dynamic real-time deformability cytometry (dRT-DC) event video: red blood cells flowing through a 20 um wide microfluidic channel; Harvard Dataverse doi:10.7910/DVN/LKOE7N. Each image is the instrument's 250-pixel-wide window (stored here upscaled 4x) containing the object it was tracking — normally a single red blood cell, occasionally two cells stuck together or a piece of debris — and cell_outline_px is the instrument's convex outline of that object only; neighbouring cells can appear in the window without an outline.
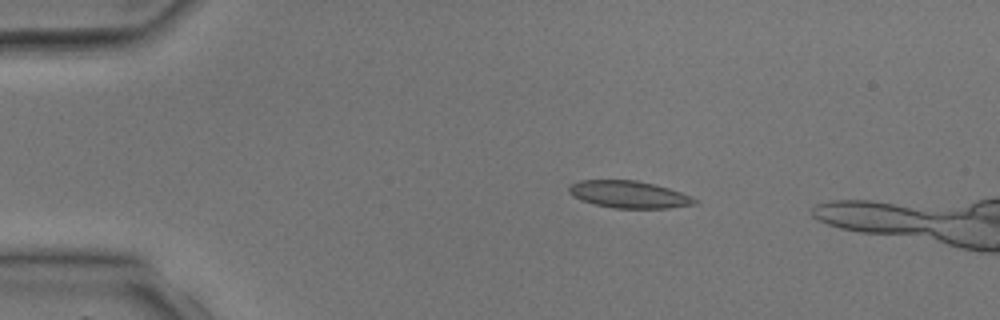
{"species": "common noctule bat (a hibernating species)", "species_latin": "Nyctalus noctula", "temperature_condition": "room temperature", "stored_images_in_passage": 5, "camera_frame_rate_fps": 3000, "um_per_image_px": 0.085, "animal": {"sex": "male", "body_mass_g": 17.9, "forearm_length_mm": 54.2}, "frame": {"image": 1, "passage_image": 3, "time_ms": 2.333, "image_size_px": [1000, 320], "cell_outline_px": [[696, 204], [668, 208], [612, 208], [580, 200], [572, 196], [568, 192], [568, 188], [572, 184], [580, 180], [636, 180], [656, 184], [692, 196], [696, 200]], "centroid_in_image_um": [53.44, 16.52], "position_along_channel_um": 31.6, "area_um2": 19.88}}